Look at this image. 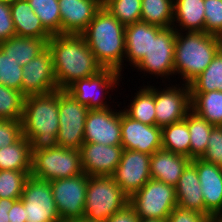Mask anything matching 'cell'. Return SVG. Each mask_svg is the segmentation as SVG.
I'll use <instances>...</instances> for the list:
<instances>
[{
    "instance_id": "6da1fadb",
    "label": "cell",
    "mask_w": 222,
    "mask_h": 222,
    "mask_svg": "<svg viewBox=\"0 0 222 222\" xmlns=\"http://www.w3.org/2000/svg\"><path fill=\"white\" fill-rule=\"evenodd\" d=\"M47 47L52 55L59 90H66L75 81L93 76L103 69L82 34L52 35Z\"/></svg>"
},
{
    "instance_id": "7a4b0ae2",
    "label": "cell",
    "mask_w": 222,
    "mask_h": 222,
    "mask_svg": "<svg viewBox=\"0 0 222 222\" xmlns=\"http://www.w3.org/2000/svg\"><path fill=\"white\" fill-rule=\"evenodd\" d=\"M22 135L30 142L31 153L58 147V90L25 97Z\"/></svg>"
},
{
    "instance_id": "3957f363",
    "label": "cell",
    "mask_w": 222,
    "mask_h": 222,
    "mask_svg": "<svg viewBox=\"0 0 222 222\" xmlns=\"http://www.w3.org/2000/svg\"><path fill=\"white\" fill-rule=\"evenodd\" d=\"M103 68L122 72L125 59V26L103 6L82 33Z\"/></svg>"
},
{
    "instance_id": "277c9868",
    "label": "cell",
    "mask_w": 222,
    "mask_h": 222,
    "mask_svg": "<svg viewBox=\"0 0 222 222\" xmlns=\"http://www.w3.org/2000/svg\"><path fill=\"white\" fill-rule=\"evenodd\" d=\"M222 48V38L205 32L176 31L174 76L190 84L212 62ZM180 74V75H179Z\"/></svg>"
},
{
    "instance_id": "5b68a950",
    "label": "cell",
    "mask_w": 222,
    "mask_h": 222,
    "mask_svg": "<svg viewBox=\"0 0 222 222\" xmlns=\"http://www.w3.org/2000/svg\"><path fill=\"white\" fill-rule=\"evenodd\" d=\"M129 205L128 195L112 176H88L84 217L95 222H105Z\"/></svg>"
},
{
    "instance_id": "8992f818",
    "label": "cell",
    "mask_w": 222,
    "mask_h": 222,
    "mask_svg": "<svg viewBox=\"0 0 222 222\" xmlns=\"http://www.w3.org/2000/svg\"><path fill=\"white\" fill-rule=\"evenodd\" d=\"M31 154L30 175L39 179L52 181L83 173L81 152L78 149L58 146Z\"/></svg>"
},
{
    "instance_id": "52a82bcc",
    "label": "cell",
    "mask_w": 222,
    "mask_h": 222,
    "mask_svg": "<svg viewBox=\"0 0 222 222\" xmlns=\"http://www.w3.org/2000/svg\"><path fill=\"white\" fill-rule=\"evenodd\" d=\"M129 206L138 218L166 220L177 206L175 187L150 179L129 197Z\"/></svg>"
},
{
    "instance_id": "ba28073f",
    "label": "cell",
    "mask_w": 222,
    "mask_h": 222,
    "mask_svg": "<svg viewBox=\"0 0 222 222\" xmlns=\"http://www.w3.org/2000/svg\"><path fill=\"white\" fill-rule=\"evenodd\" d=\"M59 147L80 150L84 143L85 120L89 109L80 104L69 92L58 89Z\"/></svg>"
},
{
    "instance_id": "9c48e42d",
    "label": "cell",
    "mask_w": 222,
    "mask_h": 222,
    "mask_svg": "<svg viewBox=\"0 0 222 222\" xmlns=\"http://www.w3.org/2000/svg\"><path fill=\"white\" fill-rule=\"evenodd\" d=\"M121 74L114 69L103 68L93 76L75 81L66 91L80 104L86 105L89 110L110 108L106 96L112 99L109 91L113 92L114 88H118L119 82L123 78Z\"/></svg>"
},
{
    "instance_id": "30bf717a",
    "label": "cell",
    "mask_w": 222,
    "mask_h": 222,
    "mask_svg": "<svg viewBox=\"0 0 222 222\" xmlns=\"http://www.w3.org/2000/svg\"><path fill=\"white\" fill-rule=\"evenodd\" d=\"M53 198L61 222H69L84 217V205L88 187V175L50 181Z\"/></svg>"
},
{
    "instance_id": "8fae6325",
    "label": "cell",
    "mask_w": 222,
    "mask_h": 222,
    "mask_svg": "<svg viewBox=\"0 0 222 222\" xmlns=\"http://www.w3.org/2000/svg\"><path fill=\"white\" fill-rule=\"evenodd\" d=\"M176 30L173 27L162 28L157 35H151L148 53L134 67L143 74L149 73L160 78L174 75ZM145 72V73H144Z\"/></svg>"
},
{
    "instance_id": "7c38bea8",
    "label": "cell",
    "mask_w": 222,
    "mask_h": 222,
    "mask_svg": "<svg viewBox=\"0 0 222 222\" xmlns=\"http://www.w3.org/2000/svg\"><path fill=\"white\" fill-rule=\"evenodd\" d=\"M21 199L26 222H61L50 181L29 175Z\"/></svg>"
},
{
    "instance_id": "4fadbf2b",
    "label": "cell",
    "mask_w": 222,
    "mask_h": 222,
    "mask_svg": "<svg viewBox=\"0 0 222 222\" xmlns=\"http://www.w3.org/2000/svg\"><path fill=\"white\" fill-rule=\"evenodd\" d=\"M167 85L169 87L165 84L163 89L154 85L156 126L160 128L185 119L191 110L190 86L184 83Z\"/></svg>"
},
{
    "instance_id": "5bb4252c",
    "label": "cell",
    "mask_w": 222,
    "mask_h": 222,
    "mask_svg": "<svg viewBox=\"0 0 222 222\" xmlns=\"http://www.w3.org/2000/svg\"><path fill=\"white\" fill-rule=\"evenodd\" d=\"M150 159L149 154L123 149L119 165L111 176L128 197L151 179Z\"/></svg>"
},
{
    "instance_id": "9a60e30c",
    "label": "cell",
    "mask_w": 222,
    "mask_h": 222,
    "mask_svg": "<svg viewBox=\"0 0 222 222\" xmlns=\"http://www.w3.org/2000/svg\"><path fill=\"white\" fill-rule=\"evenodd\" d=\"M113 109L89 110L85 120L84 142L121 145V109Z\"/></svg>"
},
{
    "instance_id": "2e32d148",
    "label": "cell",
    "mask_w": 222,
    "mask_h": 222,
    "mask_svg": "<svg viewBox=\"0 0 222 222\" xmlns=\"http://www.w3.org/2000/svg\"><path fill=\"white\" fill-rule=\"evenodd\" d=\"M22 69V93L25 96L47 94L58 90L52 55L48 47Z\"/></svg>"
},
{
    "instance_id": "e0dca14e",
    "label": "cell",
    "mask_w": 222,
    "mask_h": 222,
    "mask_svg": "<svg viewBox=\"0 0 222 222\" xmlns=\"http://www.w3.org/2000/svg\"><path fill=\"white\" fill-rule=\"evenodd\" d=\"M121 145L152 155L162 148L161 128L133 120L121 110Z\"/></svg>"
},
{
    "instance_id": "ac0fdd59",
    "label": "cell",
    "mask_w": 222,
    "mask_h": 222,
    "mask_svg": "<svg viewBox=\"0 0 222 222\" xmlns=\"http://www.w3.org/2000/svg\"><path fill=\"white\" fill-rule=\"evenodd\" d=\"M83 172L88 176H111L121 160L122 145L84 142L80 148Z\"/></svg>"
},
{
    "instance_id": "d6986e66",
    "label": "cell",
    "mask_w": 222,
    "mask_h": 222,
    "mask_svg": "<svg viewBox=\"0 0 222 222\" xmlns=\"http://www.w3.org/2000/svg\"><path fill=\"white\" fill-rule=\"evenodd\" d=\"M61 34H82L102 7V0H58Z\"/></svg>"
},
{
    "instance_id": "ffe728a7",
    "label": "cell",
    "mask_w": 222,
    "mask_h": 222,
    "mask_svg": "<svg viewBox=\"0 0 222 222\" xmlns=\"http://www.w3.org/2000/svg\"><path fill=\"white\" fill-rule=\"evenodd\" d=\"M196 167L205 205V215L222 213V167L203 161L191 159Z\"/></svg>"
},
{
    "instance_id": "44dd1931",
    "label": "cell",
    "mask_w": 222,
    "mask_h": 222,
    "mask_svg": "<svg viewBox=\"0 0 222 222\" xmlns=\"http://www.w3.org/2000/svg\"><path fill=\"white\" fill-rule=\"evenodd\" d=\"M191 162L187 156L173 153L163 148L151 155L150 176L151 179L176 186L183 170Z\"/></svg>"
},
{
    "instance_id": "7402d4cb",
    "label": "cell",
    "mask_w": 222,
    "mask_h": 222,
    "mask_svg": "<svg viewBox=\"0 0 222 222\" xmlns=\"http://www.w3.org/2000/svg\"><path fill=\"white\" fill-rule=\"evenodd\" d=\"M160 26L138 21L125 26V61L135 67L148 53L151 46V35H157ZM132 64V65H131Z\"/></svg>"
},
{
    "instance_id": "603a6c76",
    "label": "cell",
    "mask_w": 222,
    "mask_h": 222,
    "mask_svg": "<svg viewBox=\"0 0 222 222\" xmlns=\"http://www.w3.org/2000/svg\"><path fill=\"white\" fill-rule=\"evenodd\" d=\"M177 206L205 215V205L196 167L190 162L175 186Z\"/></svg>"
},
{
    "instance_id": "cb8c5ba5",
    "label": "cell",
    "mask_w": 222,
    "mask_h": 222,
    "mask_svg": "<svg viewBox=\"0 0 222 222\" xmlns=\"http://www.w3.org/2000/svg\"><path fill=\"white\" fill-rule=\"evenodd\" d=\"M11 16L16 36L50 39L52 35L43 27L27 0L10 1Z\"/></svg>"
},
{
    "instance_id": "d4e9b609",
    "label": "cell",
    "mask_w": 222,
    "mask_h": 222,
    "mask_svg": "<svg viewBox=\"0 0 222 222\" xmlns=\"http://www.w3.org/2000/svg\"><path fill=\"white\" fill-rule=\"evenodd\" d=\"M204 11V0H174L172 27L180 32H204Z\"/></svg>"
},
{
    "instance_id": "484cf974",
    "label": "cell",
    "mask_w": 222,
    "mask_h": 222,
    "mask_svg": "<svg viewBox=\"0 0 222 222\" xmlns=\"http://www.w3.org/2000/svg\"><path fill=\"white\" fill-rule=\"evenodd\" d=\"M49 39L13 36L7 41L0 42V49L19 65L25 66L47 48Z\"/></svg>"
},
{
    "instance_id": "4316f807",
    "label": "cell",
    "mask_w": 222,
    "mask_h": 222,
    "mask_svg": "<svg viewBox=\"0 0 222 222\" xmlns=\"http://www.w3.org/2000/svg\"><path fill=\"white\" fill-rule=\"evenodd\" d=\"M30 142L22 135L15 143L0 149V170L31 172Z\"/></svg>"
},
{
    "instance_id": "83f0119b",
    "label": "cell",
    "mask_w": 222,
    "mask_h": 222,
    "mask_svg": "<svg viewBox=\"0 0 222 222\" xmlns=\"http://www.w3.org/2000/svg\"><path fill=\"white\" fill-rule=\"evenodd\" d=\"M191 110L214 126H222V91L190 92Z\"/></svg>"
},
{
    "instance_id": "f1b7e54d",
    "label": "cell",
    "mask_w": 222,
    "mask_h": 222,
    "mask_svg": "<svg viewBox=\"0 0 222 222\" xmlns=\"http://www.w3.org/2000/svg\"><path fill=\"white\" fill-rule=\"evenodd\" d=\"M143 87L135 93L128 108L124 107L123 112L133 120L147 125H156L154 86L148 84Z\"/></svg>"
},
{
    "instance_id": "f546056e",
    "label": "cell",
    "mask_w": 222,
    "mask_h": 222,
    "mask_svg": "<svg viewBox=\"0 0 222 222\" xmlns=\"http://www.w3.org/2000/svg\"><path fill=\"white\" fill-rule=\"evenodd\" d=\"M162 148L190 158V134L185 119L161 128Z\"/></svg>"
},
{
    "instance_id": "4dcf8cb0",
    "label": "cell",
    "mask_w": 222,
    "mask_h": 222,
    "mask_svg": "<svg viewBox=\"0 0 222 222\" xmlns=\"http://www.w3.org/2000/svg\"><path fill=\"white\" fill-rule=\"evenodd\" d=\"M187 127L190 134V159L201 158L214 125L190 110L187 113Z\"/></svg>"
},
{
    "instance_id": "1f68e13d",
    "label": "cell",
    "mask_w": 222,
    "mask_h": 222,
    "mask_svg": "<svg viewBox=\"0 0 222 222\" xmlns=\"http://www.w3.org/2000/svg\"><path fill=\"white\" fill-rule=\"evenodd\" d=\"M174 0H141V21L168 28L173 26Z\"/></svg>"
},
{
    "instance_id": "d6a6232c",
    "label": "cell",
    "mask_w": 222,
    "mask_h": 222,
    "mask_svg": "<svg viewBox=\"0 0 222 222\" xmlns=\"http://www.w3.org/2000/svg\"><path fill=\"white\" fill-rule=\"evenodd\" d=\"M189 86L190 92L222 91V48L207 68Z\"/></svg>"
},
{
    "instance_id": "836d02e7",
    "label": "cell",
    "mask_w": 222,
    "mask_h": 222,
    "mask_svg": "<svg viewBox=\"0 0 222 222\" xmlns=\"http://www.w3.org/2000/svg\"><path fill=\"white\" fill-rule=\"evenodd\" d=\"M43 27L51 34H61V15L58 0H27Z\"/></svg>"
},
{
    "instance_id": "e575fe53",
    "label": "cell",
    "mask_w": 222,
    "mask_h": 222,
    "mask_svg": "<svg viewBox=\"0 0 222 222\" xmlns=\"http://www.w3.org/2000/svg\"><path fill=\"white\" fill-rule=\"evenodd\" d=\"M102 6L124 26L141 21V0H102Z\"/></svg>"
},
{
    "instance_id": "d590c367",
    "label": "cell",
    "mask_w": 222,
    "mask_h": 222,
    "mask_svg": "<svg viewBox=\"0 0 222 222\" xmlns=\"http://www.w3.org/2000/svg\"><path fill=\"white\" fill-rule=\"evenodd\" d=\"M25 95L0 84V119L21 120Z\"/></svg>"
},
{
    "instance_id": "8d00e7d4",
    "label": "cell",
    "mask_w": 222,
    "mask_h": 222,
    "mask_svg": "<svg viewBox=\"0 0 222 222\" xmlns=\"http://www.w3.org/2000/svg\"><path fill=\"white\" fill-rule=\"evenodd\" d=\"M30 172L0 170V198L20 199Z\"/></svg>"
},
{
    "instance_id": "74e56055",
    "label": "cell",
    "mask_w": 222,
    "mask_h": 222,
    "mask_svg": "<svg viewBox=\"0 0 222 222\" xmlns=\"http://www.w3.org/2000/svg\"><path fill=\"white\" fill-rule=\"evenodd\" d=\"M23 66L0 49V84L22 92Z\"/></svg>"
},
{
    "instance_id": "f35d334b",
    "label": "cell",
    "mask_w": 222,
    "mask_h": 222,
    "mask_svg": "<svg viewBox=\"0 0 222 222\" xmlns=\"http://www.w3.org/2000/svg\"><path fill=\"white\" fill-rule=\"evenodd\" d=\"M204 32L222 38V0H204Z\"/></svg>"
},
{
    "instance_id": "ab89813d",
    "label": "cell",
    "mask_w": 222,
    "mask_h": 222,
    "mask_svg": "<svg viewBox=\"0 0 222 222\" xmlns=\"http://www.w3.org/2000/svg\"><path fill=\"white\" fill-rule=\"evenodd\" d=\"M201 159L222 167V126L212 128L206 151Z\"/></svg>"
},
{
    "instance_id": "60d3db41",
    "label": "cell",
    "mask_w": 222,
    "mask_h": 222,
    "mask_svg": "<svg viewBox=\"0 0 222 222\" xmlns=\"http://www.w3.org/2000/svg\"><path fill=\"white\" fill-rule=\"evenodd\" d=\"M21 136V120L0 119V149L15 143Z\"/></svg>"
},
{
    "instance_id": "b9f144b4",
    "label": "cell",
    "mask_w": 222,
    "mask_h": 222,
    "mask_svg": "<svg viewBox=\"0 0 222 222\" xmlns=\"http://www.w3.org/2000/svg\"><path fill=\"white\" fill-rule=\"evenodd\" d=\"M14 22L11 16L10 1L0 0V42L15 36Z\"/></svg>"
},
{
    "instance_id": "7bdbcfd3",
    "label": "cell",
    "mask_w": 222,
    "mask_h": 222,
    "mask_svg": "<svg viewBox=\"0 0 222 222\" xmlns=\"http://www.w3.org/2000/svg\"><path fill=\"white\" fill-rule=\"evenodd\" d=\"M210 216L194 210L176 206L167 218V222H209Z\"/></svg>"
},
{
    "instance_id": "ee69618b",
    "label": "cell",
    "mask_w": 222,
    "mask_h": 222,
    "mask_svg": "<svg viewBox=\"0 0 222 222\" xmlns=\"http://www.w3.org/2000/svg\"><path fill=\"white\" fill-rule=\"evenodd\" d=\"M138 220L135 211L128 205L124 210L115 213L105 222H138Z\"/></svg>"
},
{
    "instance_id": "f6af8a7d",
    "label": "cell",
    "mask_w": 222,
    "mask_h": 222,
    "mask_svg": "<svg viewBox=\"0 0 222 222\" xmlns=\"http://www.w3.org/2000/svg\"><path fill=\"white\" fill-rule=\"evenodd\" d=\"M8 214L9 222H26L25 208L21 198L14 202Z\"/></svg>"
},
{
    "instance_id": "bcb514c9",
    "label": "cell",
    "mask_w": 222,
    "mask_h": 222,
    "mask_svg": "<svg viewBox=\"0 0 222 222\" xmlns=\"http://www.w3.org/2000/svg\"><path fill=\"white\" fill-rule=\"evenodd\" d=\"M16 199L0 198V222H9V210Z\"/></svg>"
},
{
    "instance_id": "7dc6e473",
    "label": "cell",
    "mask_w": 222,
    "mask_h": 222,
    "mask_svg": "<svg viewBox=\"0 0 222 222\" xmlns=\"http://www.w3.org/2000/svg\"><path fill=\"white\" fill-rule=\"evenodd\" d=\"M209 222H222V213L221 214H211Z\"/></svg>"
},
{
    "instance_id": "c3c4849f",
    "label": "cell",
    "mask_w": 222,
    "mask_h": 222,
    "mask_svg": "<svg viewBox=\"0 0 222 222\" xmlns=\"http://www.w3.org/2000/svg\"><path fill=\"white\" fill-rule=\"evenodd\" d=\"M138 222H167L166 220H159V219H144L139 218Z\"/></svg>"
},
{
    "instance_id": "681fc988",
    "label": "cell",
    "mask_w": 222,
    "mask_h": 222,
    "mask_svg": "<svg viewBox=\"0 0 222 222\" xmlns=\"http://www.w3.org/2000/svg\"><path fill=\"white\" fill-rule=\"evenodd\" d=\"M69 222H95V221H91V220H88L87 218L83 217L81 219H75V220H72Z\"/></svg>"
}]
</instances>
